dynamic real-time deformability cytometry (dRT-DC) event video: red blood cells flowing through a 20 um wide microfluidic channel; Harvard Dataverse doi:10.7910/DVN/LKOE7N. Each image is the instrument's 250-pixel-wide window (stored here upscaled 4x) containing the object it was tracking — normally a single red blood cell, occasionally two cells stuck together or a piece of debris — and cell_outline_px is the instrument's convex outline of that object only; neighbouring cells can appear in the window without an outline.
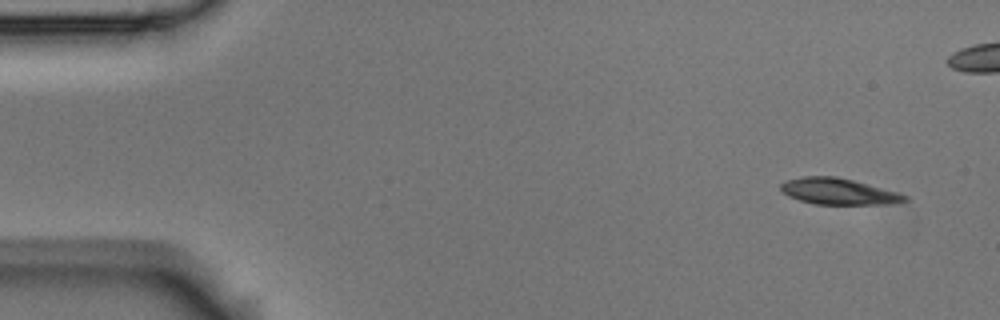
{"species": "Egyptian fruit bat (a non-hibernating species)", "species_latin": "Rousettus aegyptiacus", "temperature_condition": "room temperature", "stored_images_in_passage": 7, "segment_of_instrument_passage": [1, 2], "camera_frame_rate_fps": 3000, "um_per_image_px": 0.085, "animal": {"sex": "male"}, "frame": {"image": 1, "passage_image": 1, "time_ms": 0.0, "image_size_px": [1000, 320], "cell_outline_px": [[908, 200], [888, 204], [816, 204], [800, 200], [788, 196], [780, 188], [780, 184], [788, 180], [804, 176], [836, 176], [900, 192], [908, 196]], "centroid_in_image_um": [71.3, 16.27], "position_along_channel_um": 13.7, "area_um2": 18.84}}
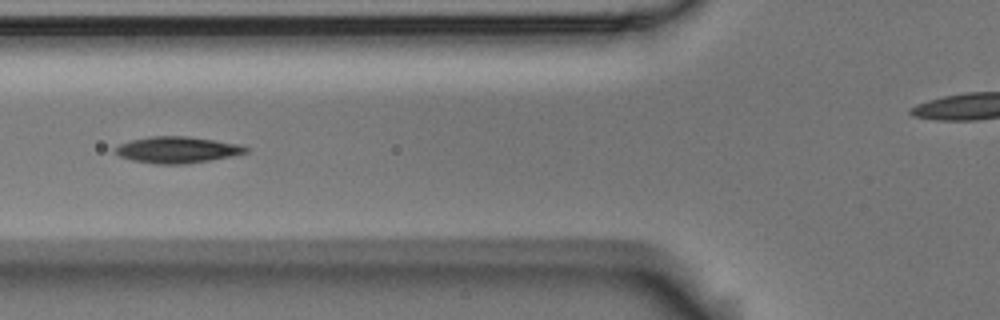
{"frame": {"image": 2, "passage_image": 6, "time_ms": 1.667, "image_size_px": [1000, 320], "cell_outline_px": [[248, 152], [232, 156], [184, 164], [156, 164], [132, 160], [120, 156], [112, 152], [120, 144], [132, 140], [152, 136], [184, 136], [216, 140], [240, 144], [248, 148]], "centroid_in_image_um": [15.06, 12.73], "position_along_channel_um": 110.7, "area_um2": 19.94}}